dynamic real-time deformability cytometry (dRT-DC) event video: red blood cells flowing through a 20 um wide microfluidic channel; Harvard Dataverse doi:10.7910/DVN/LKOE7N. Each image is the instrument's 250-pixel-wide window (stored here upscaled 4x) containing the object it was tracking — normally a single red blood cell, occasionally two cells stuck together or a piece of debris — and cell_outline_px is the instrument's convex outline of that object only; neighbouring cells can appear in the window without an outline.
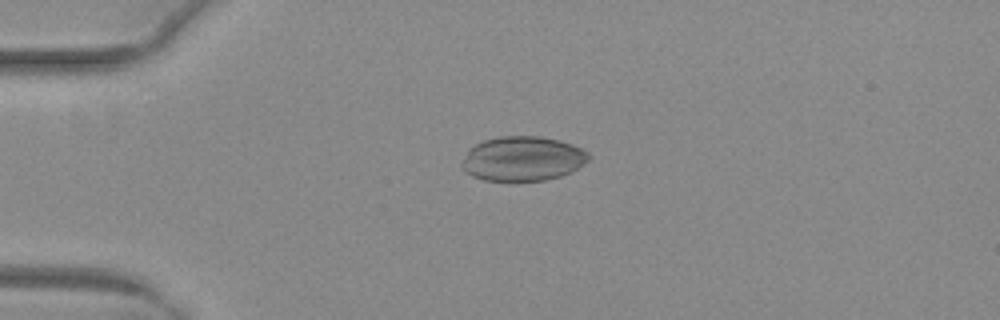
{"species": "common noctule bat (a hibernating species)", "species_latin": "Nyctalus noctula", "temperature_condition": "warm", "stored_images_in_passage": 39, "camera_frame_rate_fps": 3000, "um_per_image_px": 0.085, "animal": {"sex": "female", "body_mass_g": 29.2, "forearm_length_mm": 56.3}, "frame": {"image": 1, "passage_image": 2, "time_ms": 0.333, "image_size_px": [1000, 320], "cell_outline_px": [[592, 156], [588, 160], [576, 168], [560, 176], [544, 180], [484, 180], [472, 176], [460, 164], [468, 152], [476, 144], [484, 140], [500, 136], [540, 136], [560, 140], [572, 144], [588, 152]], "centroid_in_image_um": [44.45, 13.47], "position_along_channel_um": 40.6, "area_um2": 32.48}}
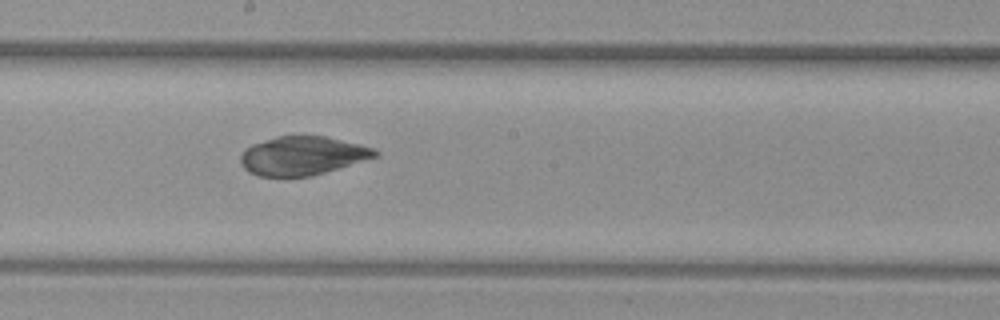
{"frame": {"image": 2, "passage_image": 18, "time_ms": 5.667, "image_size_px": [1000, 320], "cell_outline_px": [[380, 156], [312, 176], [256, 176], [248, 172], [244, 168], [240, 160], [240, 156], [244, 148], [252, 144], [276, 136], [328, 136], [360, 144], [372, 148], [380, 152]], "centroid_in_image_um": [25.72, 13.23], "position_along_channel_um": 222.5, "area_um2": 30.58}}
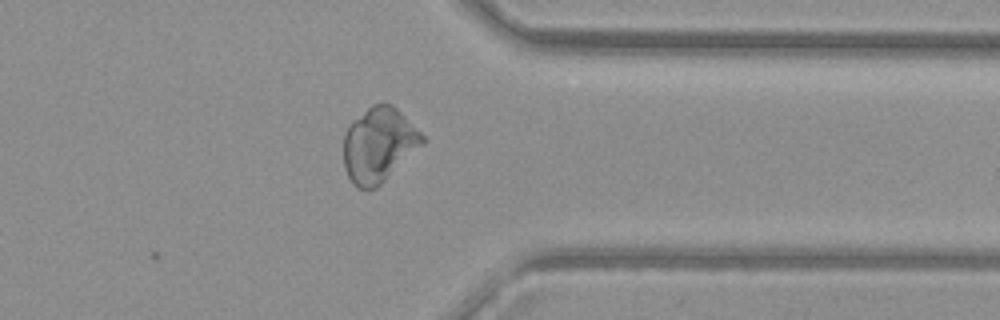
{"frame": {"image": 3, "passage_image": 30, "time_ms": 9.667, "image_size_px": [1000, 320], "cell_outline_px": [[428, 140], [424, 144], [376, 188], [356, 188], [352, 184], [344, 168], [344, 136], [348, 124], [352, 120], [372, 104], [392, 104]], "centroid_in_image_um": [32.18, 12.31], "position_along_channel_um": 379.2, "area_um2": 34.16}}